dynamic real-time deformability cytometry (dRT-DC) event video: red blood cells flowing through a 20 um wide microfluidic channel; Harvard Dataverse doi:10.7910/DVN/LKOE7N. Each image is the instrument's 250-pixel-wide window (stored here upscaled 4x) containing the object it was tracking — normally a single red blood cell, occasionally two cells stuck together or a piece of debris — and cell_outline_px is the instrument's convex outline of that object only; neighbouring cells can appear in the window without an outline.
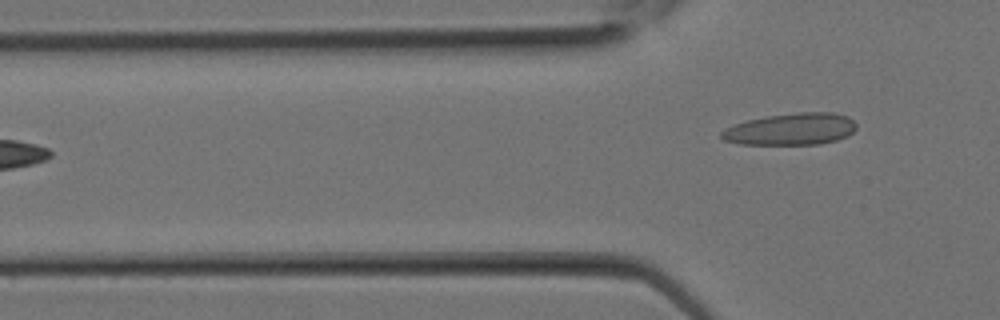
{"species": "Egyptian fruit bat (a non-hibernating species)", "species_latin": "Rousettus aegyptiacus", "temperature_condition": "room temperature", "stored_images_in_passage": 5, "segment_of_instrument_passage": [2, 2], "camera_frame_rate_fps": 3000, "um_per_image_px": 0.085, "animal": {"sex": "female"}, "frame": {"image": 1, "passage_image": 5, "time_ms": 1.333, "image_size_px": [1000, 320], "cell_outline_px": [[856, 128], [848, 136], [836, 140], [820, 144], [740, 144], [724, 140], [720, 136], [720, 132], [724, 128], [748, 120], [768, 116], [800, 112], [832, 112], [848, 116], [856, 124]], "centroid_in_image_um": [67.24, 10.98], "position_along_channel_um": 58.6, "area_um2": 24.97}}